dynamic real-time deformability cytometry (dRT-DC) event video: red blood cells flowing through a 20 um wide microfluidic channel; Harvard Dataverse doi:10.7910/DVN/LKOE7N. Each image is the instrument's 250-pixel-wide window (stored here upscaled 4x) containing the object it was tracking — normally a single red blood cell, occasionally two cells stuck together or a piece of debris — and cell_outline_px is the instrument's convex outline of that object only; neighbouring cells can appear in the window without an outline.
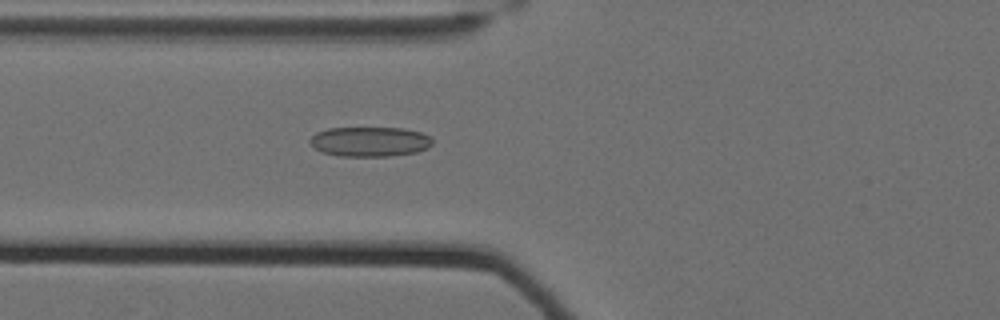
{"species": "Egyptian fruit bat (a non-hibernating species)", "species_latin": "Rousettus aegyptiacus", "temperature_condition": "cold", "stored_images_in_passage": 61, "camera_frame_rate_fps": 3000, "um_per_image_px": 0.085, "animal": {"sex": "female"}, "frame": {"image": 1, "passage_image": 26, "time_ms": 8.333, "image_size_px": [1000, 320], "cell_outline_px": [[432, 144], [428, 148], [416, 152], [392, 156], [340, 156], [320, 152], [308, 140], [316, 132], [328, 128], [404, 128], [420, 132], [428, 136], [432, 140]], "centroid_in_image_um": [31.42, 12.04], "position_along_channel_um": 94.4, "area_um2": 21.27}}
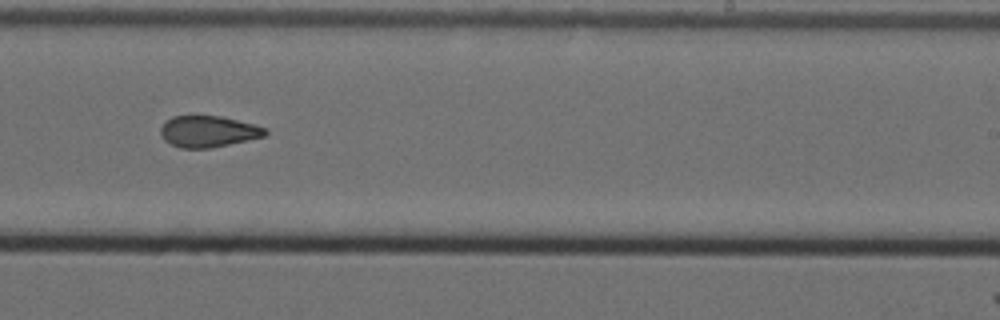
{"frame": {"image": 2, "passage_image": 41, "time_ms": 13.333, "image_size_px": [1000, 320], "cell_outline_px": [[268, 132], [264, 136], [248, 140], [208, 148], [180, 148], [164, 140], [160, 132], [160, 128], [164, 120], [172, 116], [220, 116], [268, 128]], "centroid_in_image_um": [17.67, 11.17], "position_along_channel_um": 271.3, "area_um2": 19.02}}
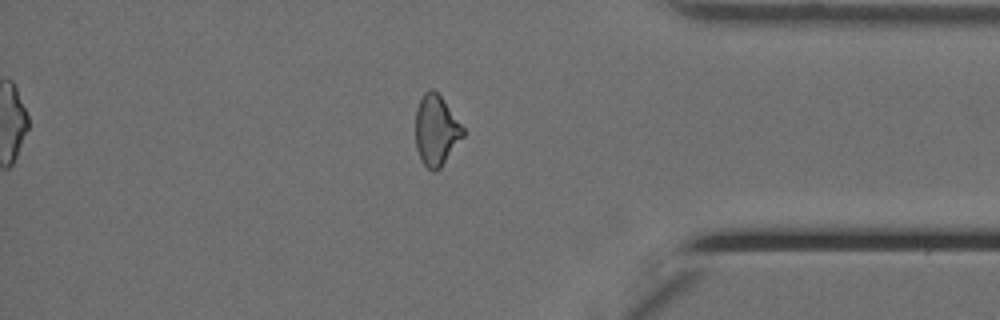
{"frame": {"image": 3, "passage_image": 53, "time_ms": 17.333, "image_size_px": [1000, 320], "cell_outline_px": [[464, 136], [440, 168], [436, 172], [432, 172], [424, 164], [416, 148], [416, 108], [424, 92], [428, 88], [432, 88], [440, 96], [464, 128]], "centroid_in_image_um": [37.07, 11.08], "position_along_channel_um": 398.1, "area_um2": 19.31}, "authors_computed_cell_mechanics": {"area_um2": 20.2878, "velocity_mm_per_s": 3.5148, "shape_relaxation_time_tau1_ms": null, "shape_relaxation_time_tau2_ms": 4.1843, "deformation_change_tau1": null, "deformation_change_tau2": 0.1225}}